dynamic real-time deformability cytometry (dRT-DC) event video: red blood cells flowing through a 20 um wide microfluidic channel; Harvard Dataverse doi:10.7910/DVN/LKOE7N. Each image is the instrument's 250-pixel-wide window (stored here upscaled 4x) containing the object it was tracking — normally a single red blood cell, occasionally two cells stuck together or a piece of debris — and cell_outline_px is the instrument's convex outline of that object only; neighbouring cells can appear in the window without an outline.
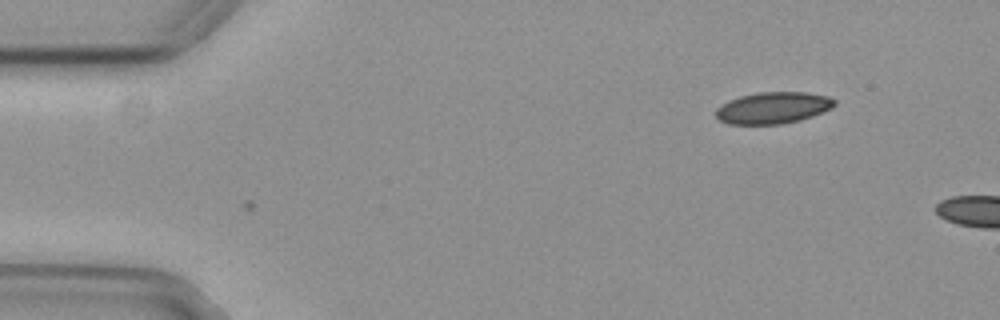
{"species": "common noctule bat (a hibernating species)", "species_latin": "Nyctalus noctula", "temperature_condition": "cold", "stored_images_in_passage": 7, "camera_frame_rate_fps": 3000, "um_per_image_px": 0.085, "animal": {"sex": "female", "body_mass_g": 29.2, "forearm_length_mm": 56.3}, "frame": {"image": 1, "passage_image": 7, "time_ms": 2.0, "image_size_px": [1000, 320], "cell_outline_px": [[836, 104], [832, 108], [812, 116], [800, 120], [784, 124], [728, 124], [720, 120], [716, 116], [716, 108], [728, 100], [740, 96], [756, 92], [804, 92], [828, 96], [836, 100]], "centroid_in_image_um": [65.71, 9.16], "position_along_channel_um": 19.3, "area_um2": 21.96}}